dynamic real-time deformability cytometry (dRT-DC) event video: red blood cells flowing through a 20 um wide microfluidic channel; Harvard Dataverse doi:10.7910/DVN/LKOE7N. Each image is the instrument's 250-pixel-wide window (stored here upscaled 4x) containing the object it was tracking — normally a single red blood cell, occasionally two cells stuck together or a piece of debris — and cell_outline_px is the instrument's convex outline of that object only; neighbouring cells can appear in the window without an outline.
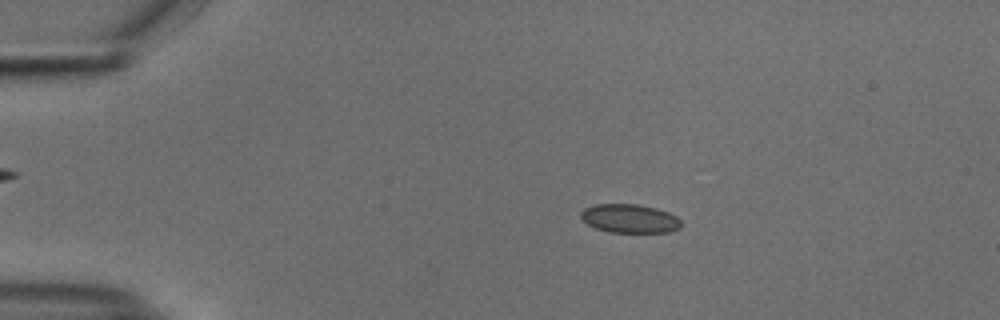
{"species": "common noctule bat (a hibernating species)", "species_latin": "Nyctalus noctula", "temperature_condition": "cold", "stored_images_in_passage": 55, "camera_frame_rate_fps": 3000, "um_per_image_px": 0.085, "animal": {"sex": "male", "body_mass_g": 18.8}, "frame": {"image": 1, "passage_image": 11, "time_ms": 3.333, "image_size_px": [1000, 320], "cell_outline_px": [[680, 228], [672, 232], [608, 232], [596, 228], [588, 224], [580, 216], [580, 212], [584, 208], [596, 204], [636, 204], [656, 208], [668, 212], [676, 216], [680, 220]], "centroid_in_image_um": [53.52, 18.57], "position_along_channel_um": 31.5, "area_um2": 16.76}}
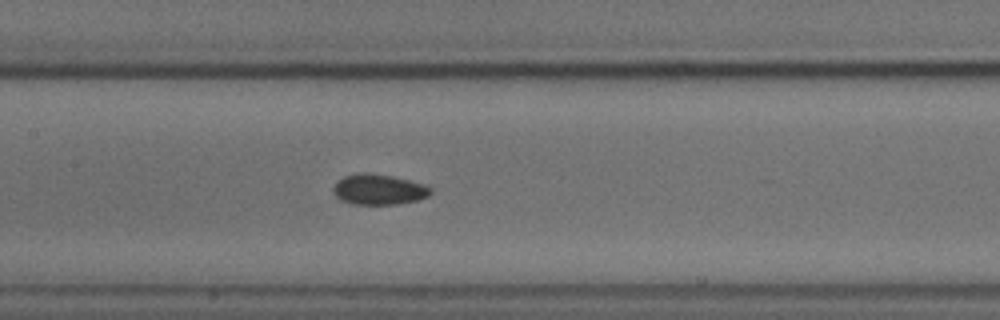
{"frame": {"image": 2, "passage_image": 27, "time_ms": 8.667, "image_size_px": [1000, 320], "cell_outline_px": [[432, 192], [428, 196], [420, 200], [396, 204], [352, 204], [340, 200], [332, 192], [332, 188], [344, 176], [360, 172], [364, 172], [392, 176], [424, 184], [432, 188]], "centroid_in_image_um": [32.2, 16.11], "position_along_channel_um": 175.2, "area_um2": 17.34}}
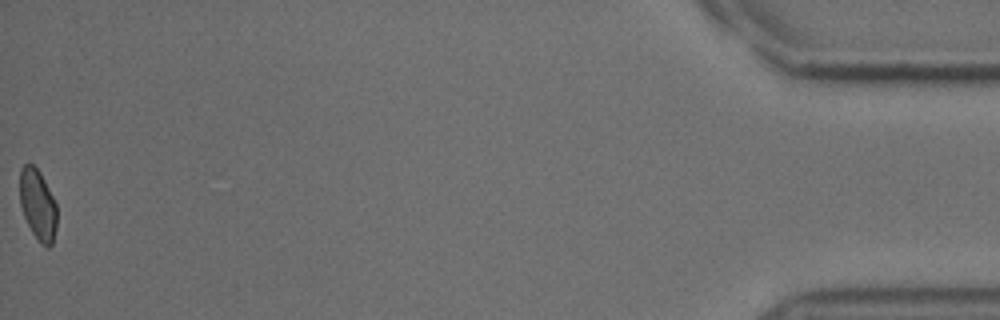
{"frame": {"image": 3, "passage_image": 55, "time_ms": 18.0, "image_size_px": [1000, 320], "cell_outline_px": [[56, 228], [52, 244], [48, 248], [40, 244], [32, 232], [24, 216], [20, 204], [20, 168], [24, 164], [32, 164], [40, 172], [56, 204]], "centroid_in_image_um": [3.2, 17.42], "position_along_channel_um": 432.0, "area_um2": 15.2}, "authors_computed_cell_mechanics": {"area_um2": 16.762, "velocity_mm_per_s": 3.733, "shape_relaxation_time_tau1_ms": 3.3945, "shape_relaxation_time_tau2_ms": 6.9916, "deformation_change_tau1": 0.0601, "deformation_change_tau2": 0.0847}}